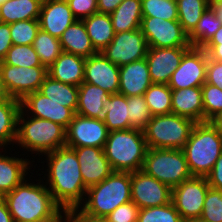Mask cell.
<instances>
[{
    "label": "cell",
    "instance_id": "obj_36",
    "mask_svg": "<svg viewBox=\"0 0 222 222\" xmlns=\"http://www.w3.org/2000/svg\"><path fill=\"white\" fill-rule=\"evenodd\" d=\"M33 47L39 56L40 62L47 68L56 61L62 52L60 39L41 29L37 32Z\"/></svg>",
    "mask_w": 222,
    "mask_h": 222
},
{
    "label": "cell",
    "instance_id": "obj_53",
    "mask_svg": "<svg viewBox=\"0 0 222 222\" xmlns=\"http://www.w3.org/2000/svg\"><path fill=\"white\" fill-rule=\"evenodd\" d=\"M209 8L216 15V18L222 23V0L210 2Z\"/></svg>",
    "mask_w": 222,
    "mask_h": 222
},
{
    "label": "cell",
    "instance_id": "obj_48",
    "mask_svg": "<svg viewBox=\"0 0 222 222\" xmlns=\"http://www.w3.org/2000/svg\"><path fill=\"white\" fill-rule=\"evenodd\" d=\"M206 178L210 188L222 191V154L219 156Z\"/></svg>",
    "mask_w": 222,
    "mask_h": 222
},
{
    "label": "cell",
    "instance_id": "obj_46",
    "mask_svg": "<svg viewBox=\"0 0 222 222\" xmlns=\"http://www.w3.org/2000/svg\"><path fill=\"white\" fill-rule=\"evenodd\" d=\"M79 207L63 212V222H109L106 217H96L83 212Z\"/></svg>",
    "mask_w": 222,
    "mask_h": 222
},
{
    "label": "cell",
    "instance_id": "obj_21",
    "mask_svg": "<svg viewBox=\"0 0 222 222\" xmlns=\"http://www.w3.org/2000/svg\"><path fill=\"white\" fill-rule=\"evenodd\" d=\"M151 84L153 83L145 58L119 67L118 93L126 97L144 95Z\"/></svg>",
    "mask_w": 222,
    "mask_h": 222
},
{
    "label": "cell",
    "instance_id": "obj_16",
    "mask_svg": "<svg viewBox=\"0 0 222 222\" xmlns=\"http://www.w3.org/2000/svg\"><path fill=\"white\" fill-rule=\"evenodd\" d=\"M191 47H148L145 57L153 84L168 85L173 72L178 68L183 55Z\"/></svg>",
    "mask_w": 222,
    "mask_h": 222
},
{
    "label": "cell",
    "instance_id": "obj_24",
    "mask_svg": "<svg viewBox=\"0 0 222 222\" xmlns=\"http://www.w3.org/2000/svg\"><path fill=\"white\" fill-rule=\"evenodd\" d=\"M110 94L102 88L82 82L78 86V104L76 114L102 119L104 117V103Z\"/></svg>",
    "mask_w": 222,
    "mask_h": 222
},
{
    "label": "cell",
    "instance_id": "obj_56",
    "mask_svg": "<svg viewBox=\"0 0 222 222\" xmlns=\"http://www.w3.org/2000/svg\"><path fill=\"white\" fill-rule=\"evenodd\" d=\"M11 98L6 91V88L3 84L1 72H0V99Z\"/></svg>",
    "mask_w": 222,
    "mask_h": 222
},
{
    "label": "cell",
    "instance_id": "obj_40",
    "mask_svg": "<svg viewBox=\"0 0 222 222\" xmlns=\"http://www.w3.org/2000/svg\"><path fill=\"white\" fill-rule=\"evenodd\" d=\"M130 129L143 130L152 118L150 109L145 102L144 95L127 97Z\"/></svg>",
    "mask_w": 222,
    "mask_h": 222
},
{
    "label": "cell",
    "instance_id": "obj_22",
    "mask_svg": "<svg viewBox=\"0 0 222 222\" xmlns=\"http://www.w3.org/2000/svg\"><path fill=\"white\" fill-rule=\"evenodd\" d=\"M172 113L189 118L195 123L204 122L201 86L172 90Z\"/></svg>",
    "mask_w": 222,
    "mask_h": 222
},
{
    "label": "cell",
    "instance_id": "obj_15",
    "mask_svg": "<svg viewBox=\"0 0 222 222\" xmlns=\"http://www.w3.org/2000/svg\"><path fill=\"white\" fill-rule=\"evenodd\" d=\"M109 131L102 119L74 115L66 129L67 147H97L103 148L107 141Z\"/></svg>",
    "mask_w": 222,
    "mask_h": 222
},
{
    "label": "cell",
    "instance_id": "obj_30",
    "mask_svg": "<svg viewBox=\"0 0 222 222\" xmlns=\"http://www.w3.org/2000/svg\"><path fill=\"white\" fill-rule=\"evenodd\" d=\"M110 18L115 33L139 29L143 18L141 0H123Z\"/></svg>",
    "mask_w": 222,
    "mask_h": 222
},
{
    "label": "cell",
    "instance_id": "obj_10",
    "mask_svg": "<svg viewBox=\"0 0 222 222\" xmlns=\"http://www.w3.org/2000/svg\"><path fill=\"white\" fill-rule=\"evenodd\" d=\"M140 29L146 38L148 47H192L188 41V34L178 20L143 17Z\"/></svg>",
    "mask_w": 222,
    "mask_h": 222
},
{
    "label": "cell",
    "instance_id": "obj_51",
    "mask_svg": "<svg viewBox=\"0 0 222 222\" xmlns=\"http://www.w3.org/2000/svg\"><path fill=\"white\" fill-rule=\"evenodd\" d=\"M202 49L210 59L222 62V44H206Z\"/></svg>",
    "mask_w": 222,
    "mask_h": 222
},
{
    "label": "cell",
    "instance_id": "obj_41",
    "mask_svg": "<svg viewBox=\"0 0 222 222\" xmlns=\"http://www.w3.org/2000/svg\"><path fill=\"white\" fill-rule=\"evenodd\" d=\"M39 30L38 19L10 23V37L13 45H33Z\"/></svg>",
    "mask_w": 222,
    "mask_h": 222
},
{
    "label": "cell",
    "instance_id": "obj_18",
    "mask_svg": "<svg viewBox=\"0 0 222 222\" xmlns=\"http://www.w3.org/2000/svg\"><path fill=\"white\" fill-rule=\"evenodd\" d=\"M70 148L75 150L83 183L87 189L102 182L114 172L103 148L91 146Z\"/></svg>",
    "mask_w": 222,
    "mask_h": 222
},
{
    "label": "cell",
    "instance_id": "obj_54",
    "mask_svg": "<svg viewBox=\"0 0 222 222\" xmlns=\"http://www.w3.org/2000/svg\"><path fill=\"white\" fill-rule=\"evenodd\" d=\"M209 122L222 134V111L212 117Z\"/></svg>",
    "mask_w": 222,
    "mask_h": 222
},
{
    "label": "cell",
    "instance_id": "obj_4",
    "mask_svg": "<svg viewBox=\"0 0 222 222\" xmlns=\"http://www.w3.org/2000/svg\"><path fill=\"white\" fill-rule=\"evenodd\" d=\"M130 201L131 172L114 171L102 182L89 187L82 205L78 207L89 215L106 217L118 206Z\"/></svg>",
    "mask_w": 222,
    "mask_h": 222
},
{
    "label": "cell",
    "instance_id": "obj_1",
    "mask_svg": "<svg viewBox=\"0 0 222 222\" xmlns=\"http://www.w3.org/2000/svg\"><path fill=\"white\" fill-rule=\"evenodd\" d=\"M46 156L47 185L49 183L50 186L47 188L54 201L64 211L81 205L87 188L83 183L75 150L64 146L47 153Z\"/></svg>",
    "mask_w": 222,
    "mask_h": 222
},
{
    "label": "cell",
    "instance_id": "obj_55",
    "mask_svg": "<svg viewBox=\"0 0 222 222\" xmlns=\"http://www.w3.org/2000/svg\"><path fill=\"white\" fill-rule=\"evenodd\" d=\"M207 44H222V25Z\"/></svg>",
    "mask_w": 222,
    "mask_h": 222
},
{
    "label": "cell",
    "instance_id": "obj_57",
    "mask_svg": "<svg viewBox=\"0 0 222 222\" xmlns=\"http://www.w3.org/2000/svg\"><path fill=\"white\" fill-rule=\"evenodd\" d=\"M183 222H207V221L199 217V218L187 219V220H184Z\"/></svg>",
    "mask_w": 222,
    "mask_h": 222
},
{
    "label": "cell",
    "instance_id": "obj_17",
    "mask_svg": "<svg viewBox=\"0 0 222 222\" xmlns=\"http://www.w3.org/2000/svg\"><path fill=\"white\" fill-rule=\"evenodd\" d=\"M21 110L27 114L31 113L32 117L50 120L58 123L65 129L68 128L75 112L68 107L52 101L48 97L35 91L26 95L21 101ZM28 112H27V111Z\"/></svg>",
    "mask_w": 222,
    "mask_h": 222
},
{
    "label": "cell",
    "instance_id": "obj_6",
    "mask_svg": "<svg viewBox=\"0 0 222 222\" xmlns=\"http://www.w3.org/2000/svg\"><path fill=\"white\" fill-rule=\"evenodd\" d=\"M20 110L18 115L16 143L27 151L37 154H47L64 147L66 144V129L50 120L31 117ZM30 117V118H29Z\"/></svg>",
    "mask_w": 222,
    "mask_h": 222
},
{
    "label": "cell",
    "instance_id": "obj_33",
    "mask_svg": "<svg viewBox=\"0 0 222 222\" xmlns=\"http://www.w3.org/2000/svg\"><path fill=\"white\" fill-rule=\"evenodd\" d=\"M222 23L208 7L202 14L197 26L188 35L189 44L192 47L203 48L213 37Z\"/></svg>",
    "mask_w": 222,
    "mask_h": 222
},
{
    "label": "cell",
    "instance_id": "obj_19",
    "mask_svg": "<svg viewBox=\"0 0 222 222\" xmlns=\"http://www.w3.org/2000/svg\"><path fill=\"white\" fill-rule=\"evenodd\" d=\"M83 82L96 85L109 94H116L119 92V66L97 52L85 60Z\"/></svg>",
    "mask_w": 222,
    "mask_h": 222
},
{
    "label": "cell",
    "instance_id": "obj_44",
    "mask_svg": "<svg viewBox=\"0 0 222 222\" xmlns=\"http://www.w3.org/2000/svg\"><path fill=\"white\" fill-rule=\"evenodd\" d=\"M140 208L133 202L122 204L106 216L109 222H137Z\"/></svg>",
    "mask_w": 222,
    "mask_h": 222
},
{
    "label": "cell",
    "instance_id": "obj_42",
    "mask_svg": "<svg viewBox=\"0 0 222 222\" xmlns=\"http://www.w3.org/2000/svg\"><path fill=\"white\" fill-rule=\"evenodd\" d=\"M204 122L209 121L217 113L222 111V89L209 83H204L201 86Z\"/></svg>",
    "mask_w": 222,
    "mask_h": 222
},
{
    "label": "cell",
    "instance_id": "obj_52",
    "mask_svg": "<svg viewBox=\"0 0 222 222\" xmlns=\"http://www.w3.org/2000/svg\"><path fill=\"white\" fill-rule=\"evenodd\" d=\"M0 222H14L3 197H0Z\"/></svg>",
    "mask_w": 222,
    "mask_h": 222
},
{
    "label": "cell",
    "instance_id": "obj_38",
    "mask_svg": "<svg viewBox=\"0 0 222 222\" xmlns=\"http://www.w3.org/2000/svg\"><path fill=\"white\" fill-rule=\"evenodd\" d=\"M142 17L178 20L176 0H141Z\"/></svg>",
    "mask_w": 222,
    "mask_h": 222
},
{
    "label": "cell",
    "instance_id": "obj_12",
    "mask_svg": "<svg viewBox=\"0 0 222 222\" xmlns=\"http://www.w3.org/2000/svg\"><path fill=\"white\" fill-rule=\"evenodd\" d=\"M148 45L141 29L115 33L112 42L100 51L109 61L121 67L144 59Z\"/></svg>",
    "mask_w": 222,
    "mask_h": 222
},
{
    "label": "cell",
    "instance_id": "obj_59",
    "mask_svg": "<svg viewBox=\"0 0 222 222\" xmlns=\"http://www.w3.org/2000/svg\"><path fill=\"white\" fill-rule=\"evenodd\" d=\"M7 0H0V5L6 2Z\"/></svg>",
    "mask_w": 222,
    "mask_h": 222
},
{
    "label": "cell",
    "instance_id": "obj_5",
    "mask_svg": "<svg viewBox=\"0 0 222 222\" xmlns=\"http://www.w3.org/2000/svg\"><path fill=\"white\" fill-rule=\"evenodd\" d=\"M147 149L143 130L135 128L110 131L104 146L113 171L120 172L142 170Z\"/></svg>",
    "mask_w": 222,
    "mask_h": 222
},
{
    "label": "cell",
    "instance_id": "obj_37",
    "mask_svg": "<svg viewBox=\"0 0 222 222\" xmlns=\"http://www.w3.org/2000/svg\"><path fill=\"white\" fill-rule=\"evenodd\" d=\"M2 61L5 64L18 67L44 66L33 45H12Z\"/></svg>",
    "mask_w": 222,
    "mask_h": 222
},
{
    "label": "cell",
    "instance_id": "obj_49",
    "mask_svg": "<svg viewBox=\"0 0 222 222\" xmlns=\"http://www.w3.org/2000/svg\"><path fill=\"white\" fill-rule=\"evenodd\" d=\"M12 45L10 24L0 22V61L5 58Z\"/></svg>",
    "mask_w": 222,
    "mask_h": 222
},
{
    "label": "cell",
    "instance_id": "obj_23",
    "mask_svg": "<svg viewBox=\"0 0 222 222\" xmlns=\"http://www.w3.org/2000/svg\"><path fill=\"white\" fill-rule=\"evenodd\" d=\"M85 60L84 57L62 51L48 67V75L59 82L79 86L84 81Z\"/></svg>",
    "mask_w": 222,
    "mask_h": 222
},
{
    "label": "cell",
    "instance_id": "obj_8",
    "mask_svg": "<svg viewBox=\"0 0 222 222\" xmlns=\"http://www.w3.org/2000/svg\"><path fill=\"white\" fill-rule=\"evenodd\" d=\"M142 170L171 189L192 177L181 149L148 148Z\"/></svg>",
    "mask_w": 222,
    "mask_h": 222
},
{
    "label": "cell",
    "instance_id": "obj_50",
    "mask_svg": "<svg viewBox=\"0 0 222 222\" xmlns=\"http://www.w3.org/2000/svg\"><path fill=\"white\" fill-rule=\"evenodd\" d=\"M123 0H97L99 13L111 14Z\"/></svg>",
    "mask_w": 222,
    "mask_h": 222
},
{
    "label": "cell",
    "instance_id": "obj_28",
    "mask_svg": "<svg viewBox=\"0 0 222 222\" xmlns=\"http://www.w3.org/2000/svg\"><path fill=\"white\" fill-rule=\"evenodd\" d=\"M90 37L92 46L97 52L108 46L115 35L110 14L94 13L82 20Z\"/></svg>",
    "mask_w": 222,
    "mask_h": 222
},
{
    "label": "cell",
    "instance_id": "obj_3",
    "mask_svg": "<svg viewBox=\"0 0 222 222\" xmlns=\"http://www.w3.org/2000/svg\"><path fill=\"white\" fill-rule=\"evenodd\" d=\"M182 150L191 175L206 177L222 154V134L209 121L196 123Z\"/></svg>",
    "mask_w": 222,
    "mask_h": 222
},
{
    "label": "cell",
    "instance_id": "obj_31",
    "mask_svg": "<svg viewBox=\"0 0 222 222\" xmlns=\"http://www.w3.org/2000/svg\"><path fill=\"white\" fill-rule=\"evenodd\" d=\"M41 4V0H7L0 5V22L10 24L38 19Z\"/></svg>",
    "mask_w": 222,
    "mask_h": 222
},
{
    "label": "cell",
    "instance_id": "obj_47",
    "mask_svg": "<svg viewBox=\"0 0 222 222\" xmlns=\"http://www.w3.org/2000/svg\"><path fill=\"white\" fill-rule=\"evenodd\" d=\"M205 82L222 89V62L208 57Z\"/></svg>",
    "mask_w": 222,
    "mask_h": 222
},
{
    "label": "cell",
    "instance_id": "obj_35",
    "mask_svg": "<svg viewBox=\"0 0 222 222\" xmlns=\"http://www.w3.org/2000/svg\"><path fill=\"white\" fill-rule=\"evenodd\" d=\"M178 22L189 35L197 26L204 11L209 7L207 0H176Z\"/></svg>",
    "mask_w": 222,
    "mask_h": 222
},
{
    "label": "cell",
    "instance_id": "obj_45",
    "mask_svg": "<svg viewBox=\"0 0 222 222\" xmlns=\"http://www.w3.org/2000/svg\"><path fill=\"white\" fill-rule=\"evenodd\" d=\"M67 2L77 20H83L98 12L97 0H67Z\"/></svg>",
    "mask_w": 222,
    "mask_h": 222
},
{
    "label": "cell",
    "instance_id": "obj_58",
    "mask_svg": "<svg viewBox=\"0 0 222 222\" xmlns=\"http://www.w3.org/2000/svg\"><path fill=\"white\" fill-rule=\"evenodd\" d=\"M214 1H221V0H207L208 3L214 2Z\"/></svg>",
    "mask_w": 222,
    "mask_h": 222
},
{
    "label": "cell",
    "instance_id": "obj_60",
    "mask_svg": "<svg viewBox=\"0 0 222 222\" xmlns=\"http://www.w3.org/2000/svg\"><path fill=\"white\" fill-rule=\"evenodd\" d=\"M14 222H35V221H14Z\"/></svg>",
    "mask_w": 222,
    "mask_h": 222
},
{
    "label": "cell",
    "instance_id": "obj_27",
    "mask_svg": "<svg viewBox=\"0 0 222 222\" xmlns=\"http://www.w3.org/2000/svg\"><path fill=\"white\" fill-rule=\"evenodd\" d=\"M20 101L14 98L0 99V149L16 142Z\"/></svg>",
    "mask_w": 222,
    "mask_h": 222
},
{
    "label": "cell",
    "instance_id": "obj_11",
    "mask_svg": "<svg viewBox=\"0 0 222 222\" xmlns=\"http://www.w3.org/2000/svg\"><path fill=\"white\" fill-rule=\"evenodd\" d=\"M209 188L206 177L192 176L172 189L171 202L183 220L201 217Z\"/></svg>",
    "mask_w": 222,
    "mask_h": 222
},
{
    "label": "cell",
    "instance_id": "obj_43",
    "mask_svg": "<svg viewBox=\"0 0 222 222\" xmlns=\"http://www.w3.org/2000/svg\"><path fill=\"white\" fill-rule=\"evenodd\" d=\"M201 218L207 222H222V191L209 188L201 213Z\"/></svg>",
    "mask_w": 222,
    "mask_h": 222
},
{
    "label": "cell",
    "instance_id": "obj_26",
    "mask_svg": "<svg viewBox=\"0 0 222 222\" xmlns=\"http://www.w3.org/2000/svg\"><path fill=\"white\" fill-rule=\"evenodd\" d=\"M28 160L0 153V197L10 193L27 177L30 169Z\"/></svg>",
    "mask_w": 222,
    "mask_h": 222
},
{
    "label": "cell",
    "instance_id": "obj_9",
    "mask_svg": "<svg viewBox=\"0 0 222 222\" xmlns=\"http://www.w3.org/2000/svg\"><path fill=\"white\" fill-rule=\"evenodd\" d=\"M3 84L11 98L21 101L26 95L39 91L48 75L46 66L18 67L0 61Z\"/></svg>",
    "mask_w": 222,
    "mask_h": 222
},
{
    "label": "cell",
    "instance_id": "obj_14",
    "mask_svg": "<svg viewBox=\"0 0 222 222\" xmlns=\"http://www.w3.org/2000/svg\"><path fill=\"white\" fill-rule=\"evenodd\" d=\"M208 54L202 48L191 47L173 72L168 86L172 90L202 86L206 81Z\"/></svg>",
    "mask_w": 222,
    "mask_h": 222
},
{
    "label": "cell",
    "instance_id": "obj_2",
    "mask_svg": "<svg viewBox=\"0 0 222 222\" xmlns=\"http://www.w3.org/2000/svg\"><path fill=\"white\" fill-rule=\"evenodd\" d=\"M27 178L3 196L14 221L62 222L64 210L54 201L47 185Z\"/></svg>",
    "mask_w": 222,
    "mask_h": 222
},
{
    "label": "cell",
    "instance_id": "obj_34",
    "mask_svg": "<svg viewBox=\"0 0 222 222\" xmlns=\"http://www.w3.org/2000/svg\"><path fill=\"white\" fill-rule=\"evenodd\" d=\"M153 116L172 113V89L166 84H151L144 93Z\"/></svg>",
    "mask_w": 222,
    "mask_h": 222
},
{
    "label": "cell",
    "instance_id": "obj_32",
    "mask_svg": "<svg viewBox=\"0 0 222 222\" xmlns=\"http://www.w3.org/2000/svg\"><path fill=\"white\" fill-rule=\"evenodd\" d=\"M39 92L60 105L71 108L75 113L78 104V86L66 84L47 75Z\"/></svg>",
    "mask_w": 222,
    "mask_h": 222
},
{
    "label": "cell",
    "instance_id": "obj_7",
    "mask_svg": "<svg viewBox=\"0 0 222 222\" xmlns=\"http://www.w3.org/2000/svg\"><path fill=\"white\" fill-rule=\"evenodd\" d=\"M196 123L177 114L152 116L143 129L148 148L183 149Z\"/></svg>",
    "mask_w": 222,
    "mask_h": 222
},
{
    "label": "cell",
    "instance_id": "obj_20",
    "mask_svg": "<svg viewBox=\"0 0 222 222\" xmlns=\"http://www.w3.org/2000/svg\"><path fill=\"white\" fill-rule=\"evenodd\" d=\"M76 20L67 0L42 1L38 18L42 31L60 38L63 32Z\"/></svg>",
    "mask_w": 222,
    "mask_h": 222
},
{
    "label": "cell",
    "instance_id": "obj_13",
    "mask_svg": "<svg viewBox=\"0 0 222 222\" xmlns=\"http://www.w3.org/2000/svg\"><path fill=\"white\" fill-rule=\"evenodd\" d=\"M172 189L146 174L143 170L131 172V201L140 209L171 203Z\"/></svg>",
    "mask_w": 222,
    "mask_h": 222
},
{
    "label": "cell",
    "instance_id": "obj_29",
    "mask_svg": "<svg viewBox=\"0 0 222 222\" xmlns=\"http://www.w3.org/2000/svg\"><path fill=\"white\" fill-rule=\"evenodd\" d=\"M103 108L105 113L102 120L109 132L130 129L126 96L120 93L110 94Z\"/></svg>",
    "mask_w": 222,
    "mask_h": 222
},
{
    "label": "cell",
    "instance_id": "obj_25",
    "mask_svg": "<svg viewBox=\"0 0 222 222\" xmlns=\"http://www.w3.org/2000/svg\"><path fill=\"white\" fill-rule=\"evenodd\" d=\"M60 39L61 49L74 55L88 58L97 53L92 46L85 24L82 20L73 22L62 34Z\"/></svg>",
    "mask_w": 222,
    "mask_h": 222
},
{
    "label": "cell",
    "instance_id": "obj_39",
    "mask_svg": "<svg viewBox=\"0 0 222 222\" xmlns=\"http://www.w3.org/2000/svg\"><path fill=\"white\" fill-rule=\"evenodd\" d=\"M184 220L171 203L139 210L137 222H183Z\"/></svg>",
    "mask_w": 222,
    "mask_h": 222
}]
</instances>
